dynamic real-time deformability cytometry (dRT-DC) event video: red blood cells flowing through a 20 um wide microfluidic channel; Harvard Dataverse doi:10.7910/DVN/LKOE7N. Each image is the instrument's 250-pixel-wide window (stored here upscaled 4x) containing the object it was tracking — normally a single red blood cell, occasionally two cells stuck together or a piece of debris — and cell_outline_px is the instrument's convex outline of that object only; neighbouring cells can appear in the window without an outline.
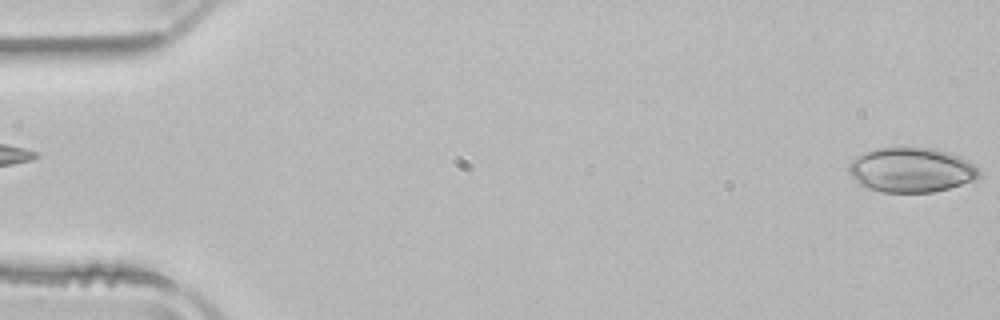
{"species": "common noctule bat (a hibernating species)", "species_latin": "Nyctalus noctula", "temperature_condition": "room temperature", "stored_images_in_passage": 52, "camera_frame_rate_fps": 3000, "um_per_image_px": 0.085, "animal": {"sex": "male", "body_mass_g": 21.5, "forearm_length_mm": 52.0}, "frame": {"image": 1, "passage_image": 1, "time_ms": 0.0, "image_size_px": [1000, 320], "cell_outline_px": [[980, 176], [976, 180], [948, 188], [932, 192], [884, 192], [868, 188], [860, 184], [852, 176], [848, 168], [848, 164], [856, 156], [876, 148], [932, 148], [956, 156], [976, 164], [980, 172]], "centroid_in_image_um": [77.46, 14.45], "position_along_channel_um": 7.5, "area_um2": 33.58}}
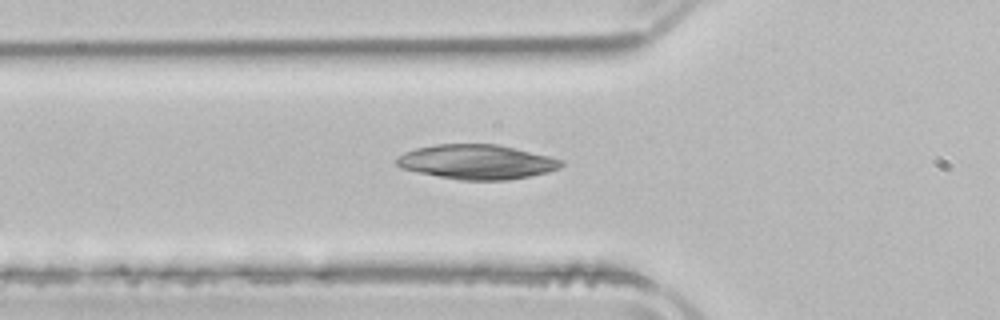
{"frame": {"image": 2, "passage_image": 18, "time_ms": 5.667, "image_size_px": [1000, 320], "cell_outline_px": [[564, 164], [560, 168], [548, 172], [508, 180], [460, 180], [400, 168], [396, 164], [396, 160], [404, 152], [416, 148], [436, 144], [496, 144], [548, 156], [564, 160]], "centroid_in_image_um": [40.54, 13.76], "position_along_channel_um": 85.3, "area_um2": 32.89}}
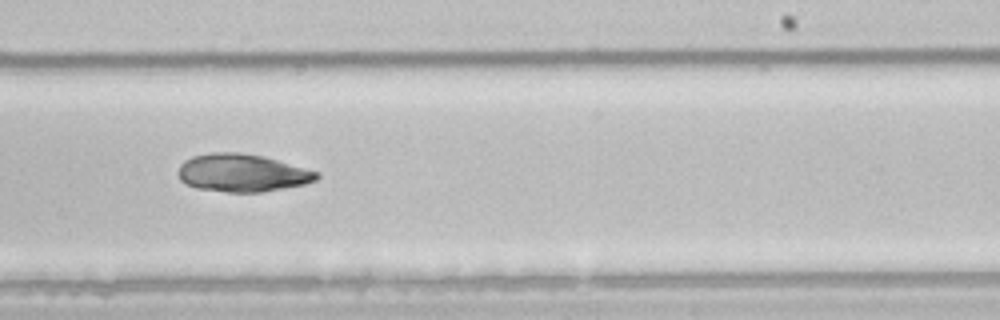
{"frame": {"image": 3, "passage_image": 32, "time_ms": 10.333, "image_size_px": [1000, 320], "cell_outline_px": [[320, 176], [316, 180], [304, 184], [264, 192], [228, 192], [196, 188], [180, 180], [176, 172], [180, 164], [184, 160], [192, 156], [208, 152], [240, 152], [264, 156], [320, 172]], "centroid_in_image_um": [20.57, 14.68], "position_along_channel_um": 268.4, "area_um2": 30.81}}